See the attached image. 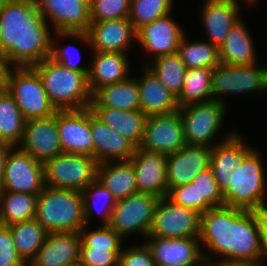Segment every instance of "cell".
I'll return each mask as SVG.
<instances>
[{"label": "cell", "mask_w": 267, "mask_h": 266, "mask_svg": "<svg viewBox=\"0 0 267 266\" xmlns=\"http://www.w3.org/2000/svg\"><path fill=\"white\" fill-rule=\"evenodd\" d=\"M97 180L117 201L138 193L134 166L130 160L100 163L97 168Z\"/></svg>", "instance_id": "cell-30"}, {"label": "cell", "mask_w": 267, "mask_h": 266, "mask_svg": "<svg viewBox=\"0 0 267 266\" xmlns=\"http://www.w3.org/2000/svg\"><path fill=\"white\" fill-rule=\"evenodd\" d=\"M55 40L56 38L54 39V37H52V47H51V56H50L51 59H53L55 62L59 63L60 65L64 66L65 68L78 71V72L89 73L90 66L84 67L79 64L80 63L79 60H81L82 58L80 54L81 52L80 49H78L76 46L71 45V44H69L68 46L64 45L62 47H58L57 46L58 43L55 44ZM73 47L75 48L74 51H73L74 49ZM72 51L75 52V54H72L73 53ZM74 56L75 57L77 56V57L75 58Z\"/></svg>", "instance_id": "cell-43"}, {"label": "cell", "mask_w": 267, "mask_h": 266, "mask_svg": "<svg viewBox=\"0 0 267 266\" xmlns=\"http://www.w3.org/2000/svg\"><path fill=\"white\" fill-rule=\"evenodd\" d=\"M57 41L60 38H73L85 42L91 51L127 53L136 40V30L128 17L104 21H91L87 32L53 31ZM60 37V38H58Z\"/></svg>", "instance_id": "cell-9"}, {"label": "cell", "mask_w": 267, "mask_h": 266, "mask_svg": "<svg viewBox=\"0 0 267 266\" xmlns=\"http://www.w3.org/2000/svg\"><path fill=\"white\" fill-rule=\"evenodd\" d=\"M85 225L80 231L81 248L100 250H122L123 238L109 225H99L96 230L89 231Z\"/></svg>", "instance_id": "cell-41"}, {"label": "cell", "mask_w": 267, "mask_h": 266, "mask_svg": "<svg viewBox=\"0 0 267 266\" xmlns=\"http://www.w3.org/2000/svg\"><path fill=\"white\" fill-rule=\"evenodd\" d=\"M211 147L188 145L167 155V190L192 183L194 178L210 166Z\"/></svg>", "instance_id": "cell-20"}, {"label": "cell", "mask_w": 267, "mask_h": 266, "mask_svg": "<svg viewBox=\"0 0 267 266\" xmlns=\"http://www.w3.org/2000/svg\"><path fill=\"white\" fill-rule=\"evenodd\" d=\"M260 153L253 149L231 172L222 194L225 206L267 212L266 167Z\"/></svg>", "instance_id": "cell-3"}, {"label": "cell", "mask_w": 267, "mask_h": 266, "mask_svg": "<svg viewBox=\"0 0 267 266\" xmlns=\"http://www.w3.org/2000/svg\"><path fill=\"white\" fill-rule=\"evenodd\" d=\"M244 4L249 3L243 0ZM238 0H205L202 5L201 21L208 41L218 48L224 43L230 29L240 20Z\"/></svg>", "instance_id": "cell-22"}, {"label": "cell", "mask_w": 267, "mask_h": 266, "mask_svg": "<svg viewBox=\"0 0 267 266\" xmlns=\"http://www.w3.org/2000/svg\"><path fill=\"white\" fill-rule=\"evenodd\" d=\"M145 66L156 75L171 93L176 97L180 95L187 68L177 53L159 56L152 59L150 63L146 61Z\"/></svg>", "instance_id": "cell-37"}, {"label": "cell", "mask_w": 267, "mask_h": 266, "mask_svg": "<svg viewBox=\"0 0 267 266\" xmlns=\"http://www.w3.org/2000/svg\"><path fill=\"white\" fill-rule=\"evenodd\" d=\"M135 171L137 191L167 197V155L136 148L129 159Z\"/></svg>", "instance_id": "cell-21"}, {"label": "cell", "mask_w": 267, "mask_h": 266, "mask_svg": "<svg viewBox=\"0 0 267 266\" xmlns=\"http://www.w3.org/2000/svg\"><path fill=\"white\" fill-rule=\"evenodd\" d=\"M158 200V196L139 192L119 200L108 225L123 239L134 233L135 236L137 234L146 238L152 226Z\"/></svg>", "instance_id": "cell-11"}, {"label": "cell", "mask_w": 267, "mask_h": 266, "mask_svg": "<svg viewBox=\"0 0 267 266\" xmlns=\"http://www.w3.org/2000/svg\"><path fill=\"white\" fill-rule=\"evenodd\" d=\"M42 79L51 103L57 110H80L90 107L92 92L88 74L74 71L46 58L32 66Z\"/></svg>", "instance_id": "cell-4"}, {"label": "cell", "mask_w": 267, "mask_h": 266, "mask_svg": "<svg viewBox=\"0 0 267 266\" xmlns=\"http://www.w3.org/2000/svg\"><path fill=\"white\" fill-rule=\"evenodd\" d=\"M42 17L59 32H87L91 24L89 0H33ZM49 20V22H48Z\"/></svg>", "instance_id": "cell-15"}, {"label": "cell", "mask_w": 267, "mask_h": 266, "mask_svg": "<svg viewBox=\"0 0 267 266\" xmlns=\"http://www.w3.org/2000/svg\"><path fill=\"white\" fill-rule=\"evenodd\" d=\"M119 266H156L150 249L145 242L142 245H131L122 248Z\"/></svg>", "instance_id": "cell-46"}, {"label": "cell", "mask_w": 267, "mask_h": 266, "mask_svg": "<svg viewBox=\"0 0 267 266\" xmlns=\"http://www.w3.org/2000/svg\"><path fill=\"white\" fill-rule=\"evenodd\" d=\"M141 77H137L140 110L146 115L166 114L179 109L177 97L143 65Z\"/></svg>", "instance_id": "cell-27"}, {"label": "cell", "mask_w": 267, "mask_h": 266, "mask_svg": "<svg viewBox=\"0 0 267 266\" xmlns=\"http://www.w3.org/2000/svg\"><path fill=\"white\" fill-rule=\"evenodd\" d=\"M200 266H216L215 264H211L209 262H204Z\"/></svg>", "instance_id": "cell-55"}, {"label": "cell", "mask_w": 267, "mask_h": 266, "mask_svg": "<svg viewBox=\"0 0 267 266\" xmlns=\"http://www.w3.org/2000/svg\"><path fill=\"white\" fill-rule=\"evenodd\" d=\"M250 35L243 20L230 29L224 43L219 47L220 63L230 65H251L257 63V56Z\"/></svg>", "instance_id": "cell-31"}, {"label": "cell", "mask_w": 267, "mask_h": 266, "mask_svg": "<svg viewBox=\"0 0 267 266\" xmlns=\"http://www.w3.org/2000/svg\"><path fill=\"white\" fill-rule=\"evenodd\" d=\"M156 266H200L204 263L199 237H146Z\"/></svg>", "instance_id": "cell-17"}, {"label": "cell", "mask_w": 267, "mask_h": 266, "mask_svg": "<svg viewBox=\"0 0 267 266\" xmlns=\"http://www.w3.org/2000/svg\"><path fill=\"white\" fill-rule=\"evenodd\" d=\"M172 14L143 25L136 31V41L143 48L144 52L153 59L159 56L176 54L182 37L185 35L184 29L175 21Z\"/></svg>", "instance_id": "cell-19"}, {"label": "cell", "mask_w": 267, "mask_h": 266, "mask_svg": "<svg viewBox=\"0 0 267 266\" xmlns=\"http://www.w3.org/2000/svg\"><path fill=\"white\" fill-rule=\"evenodd\" d=\"M90 129L94 158L98 163L129 160L136 147L120 133L111 129L94 115L90 108Z\"/></svg>", "instance_id": "cell-23"}, {"label": "cell", "mask_w": 267, "mask_h": 266, "mask_svg": "<svg viewBox=\"0 0 267 266\" xmlns=\"http://www.w3.org/2000/svg\"><path fill=\"white\" fill-rule=\"evenodd\" d=\"M1 40H2V36H1V31H0V51H1Z\"/></svg>", "instance_id": "cell-57"}, {"label": "cell", "mask_w": 267, "mask_h": 266, "mask_svg": "<svg viewBox=\"0 0 267 266\" xmlns=\"http://www.w3.org/2000/svg\"><path fill=\"white\" fill-rule=\"evenodd\" d=\"M263 221L264 212L225 205L202 213L199 241L204 262L216 266L261 262ZM204 247L222 259L207 255Z\"/></svg>", "instance_id": "cell-1"}, {"label": "cell", "mask_w": 267, "mask_h": 266, "mask_svg": "<svg viewBox=\"0 0 267 266\" xmlns=\"http://www.w3.org/2000/svg\"><path fill=\"white\" fill-rule=\"evenodd\" d=\"M253 149L246 144L243 136L238 132L211 148L209 168L222 194L227 190L228 177L231 176V172Z\"/></svg>", "instance_id": "cell-25"}, {"label": "cell", "mask_w": 267, "mask_h": 266, "mask_svg": "<svg viewBox=\"0 0 267 266\" xmlns=\"http://www.w3.org/2000/svg\"><path fill=\"white\" fill-rule=\"evenodd\" d=\"M84 201L85 223L89 225L93 215L102 220L101 225H108L112 211L117 203L111 192L97 179L82 191ZM100 205V206H99Z\"/></svg>", "instance_id": "cell-36"}, {"label": "cell", "mask_w": 267, "mask_h": 266, "mask_svg": "<svg viewBox=\"0 0 267 266\" xmlns=\"http://www.w3.org/2000/svg\"><path fill=\"white\" fill-rule=\"evenodd\" d=\"M57 127L62 152L94 156L90 107L80 110H58Z\"/></svg>", "instance_id": "cell-16"}, {"label": "cell", "mask_w": 267, "mask_h": 266, "mask_svg": "<svg viewBox=\"0 0 267 266\" xmlns=\"http://www.w3.org/2000/svg\"><path fill=\"white\" fill-rule=\"evenodd\" d=\"M79 232L49 233L45 243L28 266H65L80 259Z\"/></svg>", "instance_id": "cell-24"}, {"label": "cell", "mask_w": 267, "mask_h": 266, "mask_svg": "<svg viewBox=\"0 0 267 266\" xmlns=\"http://www.w3.org/2000/svg\"><path fill=\"white\" fill-rule=\"evenodd\" d=\"M192 183L198 192V213L200 215L212 207L224 205L222 192L210 168L200 172Z\"/></svg>", "instance_id": "cell-40"}, {"label": "cell", "mask_w": 267, "mask_h": 266, "mask_svg": "<svg viewBox=\"0 0 267 266\" xmlns=\"http://www.w3.org/2000/svg\"><path fill=\"white\" fill-rule=\"evenodd\" d=\"M34 218L49 233L79 232L86 225L82 192L45 186Z\"/></svg>", "instance_id": "cell-5"}, {"label": "cell", "mask_w": 267, "mask_h": 266, "mask_svg": "<svg viewBox=\"0 0 267 266\" xmlns=\"http://www.w3.org/2000/svg\"><path fill=\"white\" fill-rule=\"evenodd\" d=\"M227 266H265V265L261 261V262H258V263L229 264Z\"/></svg>", "instance_id": "cell-51"}, {"label": "cell", "mask_w": 267, "mask_h": 266, "mask_svg": "<svg viewBox=\"0 0 267 266\" xmlns=\"http://www.w3.org/2000/svg\"><path fill=\"white\" fill-rule=\"evenodd\" d=\"M0 266H28L19 256L8 226L0 225Z\"/></svg>", "instance_id": "cell-45"}, {"label": "cell", "mask_w": 267, "mask_h": 266, "mask_svg": "<svg viewBox=\"0 0 267 266\" xmlns=\"http://www.w3.org/2000/svg\"><path fill=\"white\" fill-rule=\"evenodd\" d=\"M121 251L81 248L79 262L83 266H118Z\"/></svg>", "instance_id": "cell-44"}, {"label": "cell", "mask_w": 267, "mask_h": 266, "mask_svg": "<svg viewBox=\"0 0 267 266\" xmlns=\"http://www.w3.org/2000/svg\"><path fill=\"white\" fill-rule=\"evenodd\" d=\"M211 78V68L187 69L182 91L177 97L179 107L212 100Z\"/></svg>", "instance_id": "cell-38"}, {"label": "cell", "mask_w": 267, "mask_h": 266, "mask_svg": "<svg viewBox=\"0 0 267 266\" xmlns=\"http://www.w3.org/2000/svg\"><path fill=\"white\" fill-rule=\"evenodd\" d=\"M131 0H89L90 20L104 21L129 17Z\"/></svg>", "instance_id": "cell-42"}, {"label": "cell", "mask_w": 267, "mask_h": 266, "mask_svg": "<svg viewBox=\"0 0 267 266\" xmlns=\"http://www.w3.org/2000/svg\"><path fill=\"white\" fill-rule=\"evenodd\" d=\"M8 0H0V11Z\"/></svg>", "instance_id": "cell-53"}, {"label": "cell", "mask_w": 267, "mask_h": 266, "mask_svg": "<svg viewBox=\"0 0 267 266\" xmlns=\"http://www.w3.org/2000/svg\"><path fill=\"white\" fill-rule=\"evenodd\" d=\"M38 195L0 191V225L10 226L33 219Z\"/></svg>", "instance_id": "cell-33"}, {"label": "cell", "mask_w": 267, "mask_h": 266, "mask_svg": "<svg viewBox=\"0 0 267 266\" xmlns=\"http://www.w3.org/2000/svg\"><path fill=\"white\" fill-rule=\"evenodd\" d=\"M26 119L13 96L6 90L0 98V140L18 146L23 138Z\"/></svg>", "instance_id": "cell-34"}, {"label": "cell", "mask_w": 267, "mask_h": 266, "mask_svg": "<svg viewBox=\"0 0 267 266\" xmlns=\"http://www.w3.org/2000/svg\"><path fill=\"white\" fill-rule=\"evenodd\" d=\"M267 93V66L230 65L220 63L212 69L211 93L214 100L227 103L221 96L246 94L247 92Z\"/></svg>", "instance_id": "cell-10"}, {"label": "cell", "mask_w": 267, "mask_h": 266, "mask_svg": "<svg viewBox=\"0 0 267 266\" xmlns=\"http://www.w3.org/2000/svg\"><path fill=\"white\" fill-rule=\"evenodd\" d=\"M179 112L183 122L184 138L188 145H203L212 148L237 132L231 130L220 142L214 141L224 125L227 105L223 102L212 99L207 102L189 104L179 107Z\"/></svg>", "instance_id": "cell-6"}, {"label": "cell", "mask_w": 267, "mask_h": 266, "mask_svg": "<svg viewBox=\"0 0 267 266\" xmlns=\"http://www.w3.org/2000/svg\"><path fill=\"white\" fill-rule=\"evenodd\" d=\"M94 156L62 152L44 163L45 186L83 191L97 179Z\"/></svg>", "instance_id": "cell-8"}, {"label": "cell", "mask_w": 267, "mask_h": 266, "mask_svg": "<svg viewBox=\"0 0 267 266\" xmlns=\"http://www.w3.org/2000/svg\"><path fill=\"white\" fill-rule=\"evenodd\" d=\"M12 66L8 63L6 55L0 51V82H6Z\"/></svg>", "instance_id": "cell-49"}, {"label": "cell", "mask_w": 267, "mask_h": 266, "mask_svg": "<svg viewBox=\"0 0 267 266\" xmlns=\"http://www.w3.org/2000/svg\"><path fill=\"white\" fill-rule=\"evenodd\" d=\"M167 198L176 205L198 212V192L193 183L171 188L168 191Z\"/></svg>", "instance_id": "cell-47"}, {"label": "cell", "mask_w": 267, "mask_h": 266, "mask_svg": "<svg viewBox=\"0 0 267 266\" xmlns=\"http://www.w3.org/2000/svg\"><path fill=\"white\" fill-rule=\"evenodd\" d=\"M96 117L139 148L144 137L147 116L141 111H123L107 107H90Z\"/></svg>", "instance_id": "cell-28"}, {"label": "cell", "mask_w": 267, "mask_h": 266, "mask_svg": "<svg viewBox=\"0 0 267 266\" xmlns=\"http://www.w3.org/2000/svg\"><path fill=\"white\" fill-rule=\"evenodd\" d=\"M6 90H7V83L6 82H0V98Z\"/></svg>", "instance_id": "cell-52"}, {"label": "cell", "mask_w": 267, "mask_h": 266, "mask_svg": "<svg viewBox=\"0 0 267 266\" xmlns=\"http://www.w3.org/2000/svg\"><path fill=\"white\" fill-rule=\"evenodd\" d=\"M45 188L44 163L18 146L7 152L4 178L0 191L39 195Z\"/></svg>", "instance_id": "cell-12"}, {"label": "cell", "mask_w": 267, "mask_h": 266, "mask_svg": "<svg viewBox=\"0 0 267 266\" xmlns=\"http://www.w3.org/2000/svg\"><path fill=\"white\" fill-rule=\"evenodd\" d=\"M173 2V0H131L128 18L137 31L143 25L170 14Z\"/></svg>", "instance_id": "cell-39"}, {"label": "cell", "mask_w": 267, "mask_h": 266, "mask_svg": "<svg viewBox=\"0 0 267 266\" xmlns=\"http://www.w3.org/2000/svg\"><path fill=\"white\" fill-rule=\"evenodd\" d=\"M200 236V214L174 204L167 197L159 198L147 237L190 238Z\"/></svg>", "instance_id": "cell-13"}, {"label": "cell", "mask_w": 267, "mask_h": 266, "mask_svg": "<svg viewBox=\"0 0 267 266\" xmlns=\"http://www.w3.org/2000/svg\"><path fill=\"white\" fill-rule=\"evenodd\" d=\"M247 1L251 6H253V4L255 5L256 2H258V0H245Z\"/></svg>", "instance_id": "cell-56"}, {"label": "cell", "mask_w": 267, "mask_h": 266, "mask_svg": "<svg viewBox=\"0 0 267 266\" xmlns=\"http://www.w3.org/2000/svg\"><path fill=\"white\" fill-rule=\"evenodd\" d=\"M8 227L19 256L29 265L45 243L49 232L35 218Z\"/></svg>", "instance_id": "cell-32"}, {"label": "cell", "mask_w": 267, "mask_h": 266, "mask_svg": "<svg viewBox=\"0 0 267 266\" xmlns=\"http://www.w3.org/2000/svg\"><path fill=\"white\" fill-rule=\"evenodd\" d=\"M65 266H83L79 261L73 264L65 265Z\"/></svg>", "instance_id": "cell-54"}, {"label": "cell", "mask_w": 267, "mask_h": 266, "mask_svg": "<svg viewBox=\"0 0 267 266\" xmlns=\"http://www.w3.org/2000/svg\"><path fill=\"white\" fill-rule=\"evenodd\" d=\"M9 144L0 140V189L4 178V168L6 163L7 152L11 148Z\"/></svg>", "instance_id": "cell-48"}, {"label": "cell", "mask_w": 267, "mask_h": 266, "mask_svg": "<svg viewBox=\"0 0 267 266\" xmlns=\"http://www.w3.org/2000/svg\"><path fill=\"white\" fill-rule=\"evenodd\" d=\"M266 260H267V212H264V221L262 224V261L265 262Z\"/></svg>", "instance_id": "cell-50"}, {"label": "cell", "mask_w": 267, "mask_h": 266, "mask_svg": "<svg viewBox=\"0 0 267 266\" xmlns=\"http://www.w3.org/2000/svg\"><path fill=\"white\" fill-rule=\"evenodd\" d=\"M186 144L179 109L147 116L140 149L168 155L179 151Z\"/></svg>", "instance_id": "cell-14"}, {"label": "cell", "mask_w": 267, "mask_h": 266, "mask_svg": "<svg viewBox=\"0 0 267 266\" xmlns=\"http://www.w3.org/2000/svg\"><path fill=\"white\" fill-rule=\"evenodd\" d=\"M6 83L7 91L13 96L26 120L45 118L57 113L41 77L32 66L11 67Z\"/></svg>", "instance_id": "cell-7"}, {"label": "cell", "mask_w": 267, "mask_h": 266, "mask_svg": "<svg viewBox=\"0 0 267 266\" xmlns=\"http://www.w3.org/2000/svg\"><path fill=\"white\" fill-rule=\"evenodd\" d=\"M18 147L42 163L62 153L57 113L45 118L26 120L24 135Z\"/></svg>", "instance_id": "cell-18"}, {"label": "cell", "mask_w": 267, "mask_h": 266, "mask_svg": "<svg viewBox=\"0 0 267 266\" xmlns=\"http://www.w3.org/2000/svg\"><path fill=\"white\" fill-rule=\"evenodd\" d=\"M127 55L121 52L93 51L88 74V83L92 94L102 86L118 83L131 76L129 74L131 65Z\"/></svg>", "instance_id": "cell-26"}, {"label": "cell", "mask_w": 267, "mask_h": 266, "mask_svg": "<svg viewBox=\"0 0 267 266\" xmlns=\"http://www.w3.org/2000/svg\"><path fill=\"white\" fill-rule=\"evenodd\" d=\"M33 0H8L0 11L1 51L12 67L51 56L52 31Z\"/></svg>", "instance_id": "cell-2"}, {"label": "cell", "mask_w": 267, "mask_h": 266, "mask_svg": "<svg viewBox=\"0 0 267 266\" xmlns=\"http://www.w3.org/2000/svg\"><path fill=\"white\" fill-rule=\"evenodd\" d=\"M185 34L178 46L177 54L187 69L211 68L220 64L219 48L205 40L188 41Z\"/></svg>", "instance_id": "cell-35"}, {"label": "cell", "mask_w": 267, "mask_h": 266, "mask_svg": "<svg viewBox=\"0 0 267 266\" xmlns=\"http://www.w3.org/2000/svg\"><path fill=\"white\" fill-rule=\"evenodd\" d=\"M90 107H107L123 111L140 110L137 78L130 76L118 83L98 88L92 94Z\"/></svg>", "instance_id": "cell-29"}]
</instances>
